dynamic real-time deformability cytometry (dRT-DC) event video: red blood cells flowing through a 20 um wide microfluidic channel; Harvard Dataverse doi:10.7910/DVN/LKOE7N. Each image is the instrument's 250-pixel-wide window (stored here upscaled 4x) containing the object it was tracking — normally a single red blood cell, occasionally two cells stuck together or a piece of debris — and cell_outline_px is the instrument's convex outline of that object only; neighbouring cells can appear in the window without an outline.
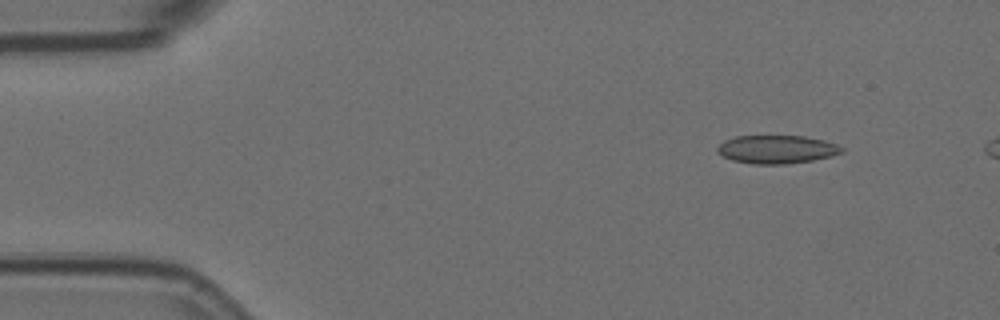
{"species": "Egyptian fruit bat (a non-hibernating species)", "species_latin": "Rousettus aegyptiacus", "temperature_condition": "room temperature", "stored_images_in_passage": 5, "camera_frame_rate_fps": 3000, "um_per_image_px": 0.085, "animal": {"sex": "female"}, "frame": {"image": 1, "passage_image": 2, "time_ms": 0.333, "image_size_px": [1000, 320], "cell_outline_px": [[844, 152], [832, 156], [812, 160], [784, 164], [752, 164], [732, 160], [724, 156], [716, 148], [724, 140], [736, 136], [804, 136], [824, 140], [836, 144], [844, 148]], "centroid_in_image_um": [66.05, 12.69], "position_along_channel_um": 19.0, "area_um2": 20.4}}
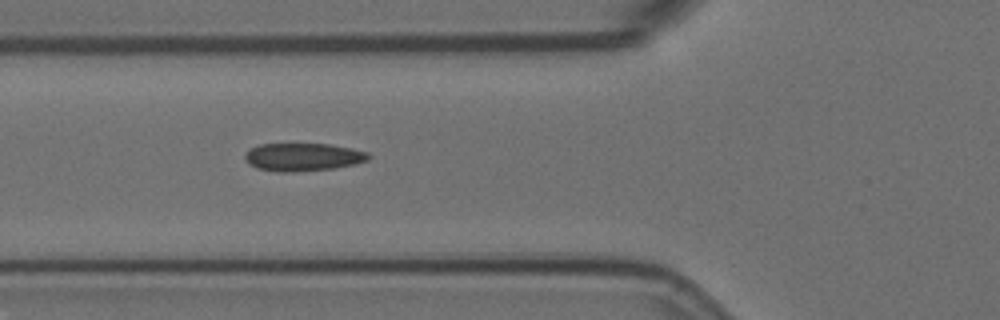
{"frame": {"image": 2, "passage_image": 5, "time_ms": 1.333, "image_size_px": [1000, 320], "cell_outline_px": [[372, 156], [368, 160], [356, 164], [332, 168], [292, 172], [276, 172], [256, 168], [248, 164], [244, 160], [244, 156], [252, 148], [260, 144], [328, 144], [352, 148], [368, 152]], "centroid_in_image_um": [25.76, 13.35], "position_along_channel_um": 100.0, "area_um2": 20.17}}